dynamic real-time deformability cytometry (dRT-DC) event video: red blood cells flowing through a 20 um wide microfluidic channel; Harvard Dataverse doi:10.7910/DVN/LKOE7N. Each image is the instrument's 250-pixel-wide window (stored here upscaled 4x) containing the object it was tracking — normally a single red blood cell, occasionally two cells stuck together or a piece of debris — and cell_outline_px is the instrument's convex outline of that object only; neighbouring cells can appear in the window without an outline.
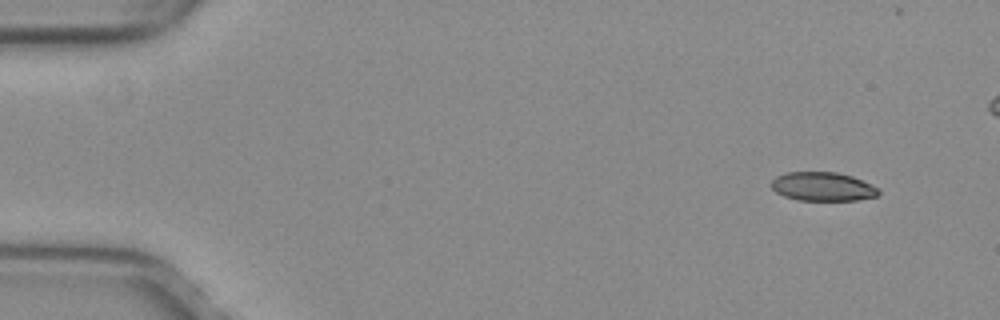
{"species": "common noctule bat (a hibernating species)", "species_latin": "Nyctalus noctula", "temperature_condition": "warm", "stored_images_in_passage": 40, "camera_frame_rate_fps": 3000, "um_per_image_px": 0.085, "animal": {"sex": "female", "body_mass_g": 29.2, "forearm_length_mm": 56.3}, "frame": {"image": 1, "passage_image": 1, "time_ms": 0.0, "image_size_px": [1000, 320], "cell_outline_px": [[880, 192], [876, 196], [856, 200], [800, 200], [784, 196], [776, 192], [772, 188], [772, 180], [776, 176], [784, 172], [836, 172], [852, 176], [880, 188]], "centroid_in_image_um": [69.93, 15.85], "position_along_channel_um": 15.1, "area_um2": 17.98}}
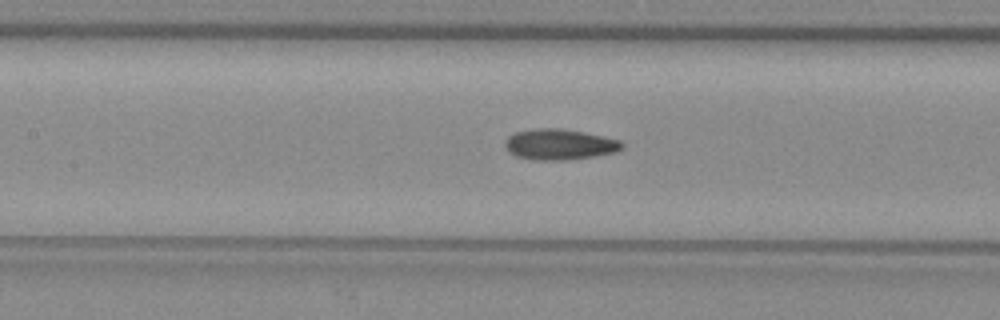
{"frame": {"image": 2, "passage_image": 21, "time_ms": 6.667, "image_size_px": [1000, 320], "cell_outline_px": [[624, 148], [616, 152], [596, 156], [564, 160], [532, 160], [516, 156], [504, 144], [504, 140], [508, 136], [516, 132], [536, 128], [560, 128], [584, 132], [620, 140], [624, 144]], "centroid_in_image_um": [47.58, 12.27], "position_along_channel_um": 159.8, "area_um2": 20.98}}
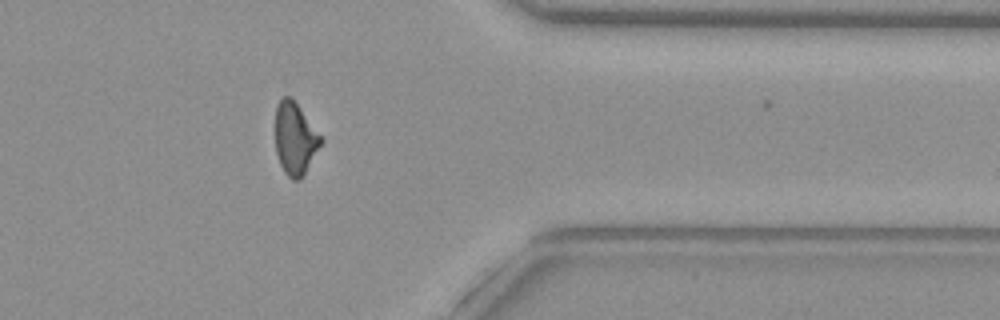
{"frame": {"image": 3, "passage_image": 39, "time_ms": 12.667, "image_size_px": [1000, 320], "cell_outline_px": [[324, 140], [304, 176], [300, 180], [292, 180], [284, 172], [280, 164], [276, 152], [276, 104], [284, 96], [292, 96]], "centroid_in_image_um": [25.09, 11.79], "position_along_channel_um": 386.3, "area_um2": 19.36}}